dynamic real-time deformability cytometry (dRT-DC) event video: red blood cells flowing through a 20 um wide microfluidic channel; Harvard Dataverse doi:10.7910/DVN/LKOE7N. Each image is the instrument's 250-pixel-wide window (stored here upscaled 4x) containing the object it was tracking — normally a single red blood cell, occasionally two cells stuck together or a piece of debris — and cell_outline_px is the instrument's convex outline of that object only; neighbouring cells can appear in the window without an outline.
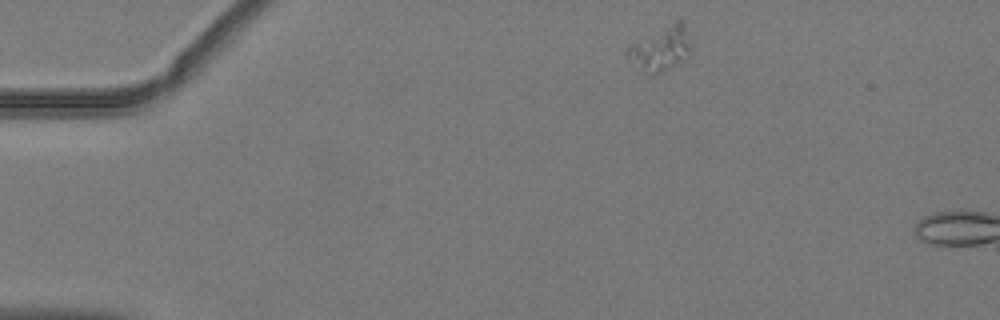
{"species": "common noctule bat (a hibernating species)", "species_latin": "Nyctalus noctula", "temperature_condition": "warm", "stored_images_in_passage": 3, "camera_frame_rate_fps": 3000, "um_per_image_px": 0.085, "animal": {"sex": "male", "body_mass_g": 19.2, "forearm_length_mm": 51.8}, "frame": {"image": 1, "passage_image": 1, "time_ms": 0.0, "image_size_px": [1000, 320], "cell_outline_px": [[692, 48], [680, 60], [668, 68], [660, 72], [640, 72], [624, 52], [632, 44], [680, 16], [684, 20]], "centroid_in_image_um": [56.17, 4.05], "position_along_channel_um": 28.8, "area_um2": 16.18}}